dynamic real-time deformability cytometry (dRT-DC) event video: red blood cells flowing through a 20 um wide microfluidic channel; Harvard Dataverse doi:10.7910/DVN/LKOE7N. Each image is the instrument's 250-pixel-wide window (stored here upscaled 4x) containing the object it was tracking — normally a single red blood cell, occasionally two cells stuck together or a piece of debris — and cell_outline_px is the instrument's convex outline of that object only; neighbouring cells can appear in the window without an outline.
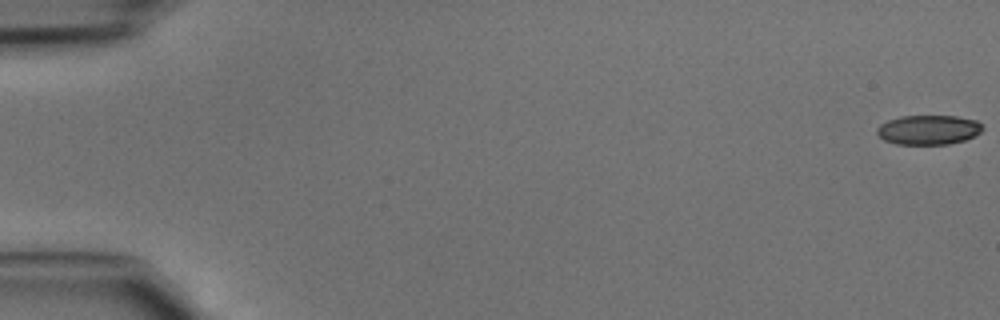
{"species": "common noctule bat (a hibernating species)", "species_latin": "Nyctalus noctula", "temperature_condition": "cold", "stored_images_in_passage": 47, "camera_frame_rate_fps": 3000, "um_per_image_px": 0.085, "animal": {"sex": "male", "body_mass_g": 15.6}, "frame": {"image": 1, "passage_image": 1, "time_ms": 0.0, "image_size_px": [1000, 320], "cell_outline_px": [[984, 128], [980, 132], [964, 140], [948, 144], [896, 144], [884, 140], [876, 132], [876, 128], [880, 124], [888, 120], [900, 116], [956, 116], [976, 120]], "centroid_in_image_um": [78.89, 11.03], "position_along_channel_um": 6.1, "area_um2": 18.09}}
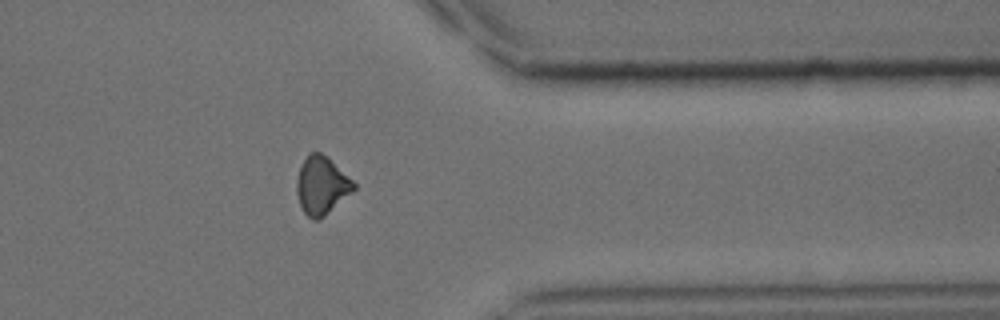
{"frame": {"image": 2, "passage_image": 38, "time_ms": 12.333, "image_size_px": [1000, 320], "cell_outline_px": [[356, 188], [352, 192], [320, 220], [312, 220], [304, 212], [300, 204], [296, 192], [296, 180], [300, 168], [304, 160], [312, 152], [320, 152], [328, 156], [356, 184]], "centroid_in_image_um": [27.34, 15.77], "position_along_channel_um": 384.1, "area_um2": 19.19}}
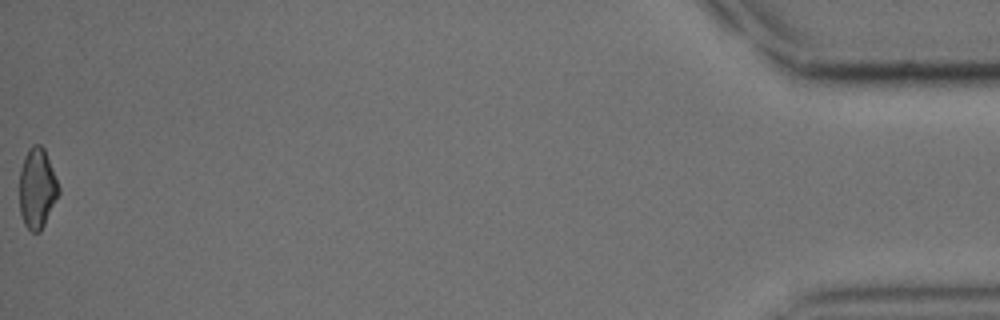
{"frame": {"image": 3, "passage_image": 47, "time_ms": 15.333, "image_size_px": [1000, 320], "cell_outline_px": [[60, 192], [40, 232], [32, 232], [24, 224], [20, 212], [20, 168], [24, 156], [28, 148], [32, 144], [40, 144], [44, 148], [60, 188]], "centroid_in_image_um": [3.15, 15.98], "position_along_channel_um": 432.1, "area_um2": 18.26}}